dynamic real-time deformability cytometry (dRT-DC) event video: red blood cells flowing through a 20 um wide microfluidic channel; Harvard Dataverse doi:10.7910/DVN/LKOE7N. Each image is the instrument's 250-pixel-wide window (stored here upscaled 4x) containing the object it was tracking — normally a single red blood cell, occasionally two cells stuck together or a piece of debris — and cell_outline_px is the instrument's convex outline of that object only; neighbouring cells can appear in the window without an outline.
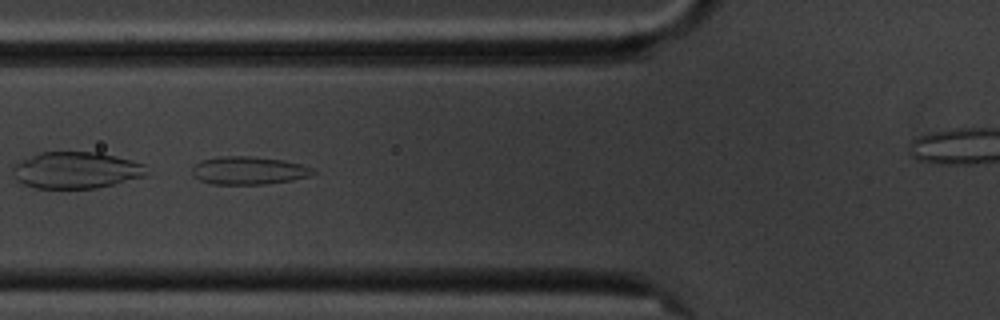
{"species": "common noctule bat (a hibernating species)", "species_latin": "Nyctalus noctula", "temperature_condition": "cold", "stored_images_in_passage": 6, "camera_frame_rate_fps": 3000, "um_per_image_px": 0.085, "animal": {"sex": "male", "body_mass_g": 20.1, "forearm_length_mm": 53.5}, "frame": {"image": 1, "passage_image": 4, "time_ms": 3.667, "image_size_px": [1000, 320], "cell_outline_px": [[316, 172], [308, 176], [292, 180], [264, 184], [212, 184], [200, 180], [192, 176], [192, 168], [200, 160], [220, 156], [252, 156], [284, 160], [300, 164], [312, 168]], "centroid_in_image_um": [21.1, 14.49], "position_along_channel_um": 104.7, "area_um2": 19.71}}